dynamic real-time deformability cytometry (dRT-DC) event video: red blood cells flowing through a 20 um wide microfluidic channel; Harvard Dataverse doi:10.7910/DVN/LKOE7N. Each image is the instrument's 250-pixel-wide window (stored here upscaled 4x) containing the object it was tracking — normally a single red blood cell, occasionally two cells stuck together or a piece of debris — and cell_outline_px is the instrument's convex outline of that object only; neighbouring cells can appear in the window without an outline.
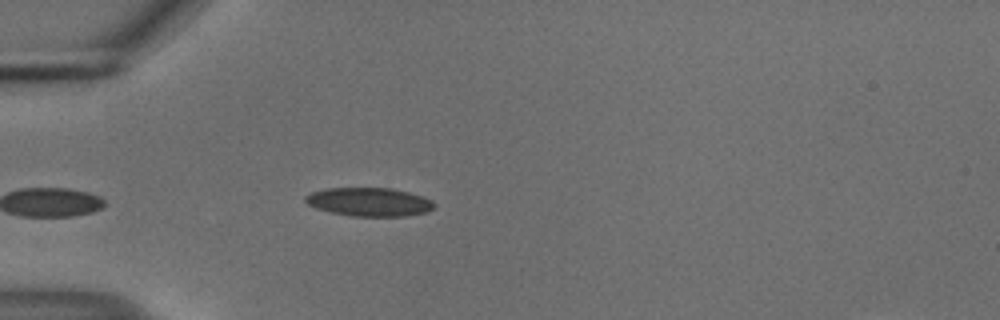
{"species": "common noctule bat (a hibernating species)", "species_latin": "Nyctalus noctula", "temperature_condition": "cold", "stored_images_in_passage": 37, "camera_frame_rate_fps": 3000, "um_per_image_px": 0.085, "animal": {"sex": "male", "body_mass_g": 18.8}, "frame": {"image": 1, "passage_image": 1, "time_ms": 0.0, "image_size_px": [1000, 320], "cell_outline_px": [[436, 204], [428, 212], [408, 216], [352, 216], [332, 212], [316, 208], [308, 204], [304, 200], [304, 196], [312, 192], [328, 188], [392, 188], [424, 196], [432, 200]], "centroid_in_image_um": [31.42, 17.16], "position_along_channel_um": 53.6, "area_um2": 21.5}, "authors_computed_cell_mechanics": {"area_um2": 17.8024, "velocity_mm_per_s": 3.7089, "shape_relaxation_time_tau1_ms": 1.727, "shape_relaxation_time_tau2_ms": null, "deformation_change_tau1": 0.0431, "deformation_change_tau2": null}}